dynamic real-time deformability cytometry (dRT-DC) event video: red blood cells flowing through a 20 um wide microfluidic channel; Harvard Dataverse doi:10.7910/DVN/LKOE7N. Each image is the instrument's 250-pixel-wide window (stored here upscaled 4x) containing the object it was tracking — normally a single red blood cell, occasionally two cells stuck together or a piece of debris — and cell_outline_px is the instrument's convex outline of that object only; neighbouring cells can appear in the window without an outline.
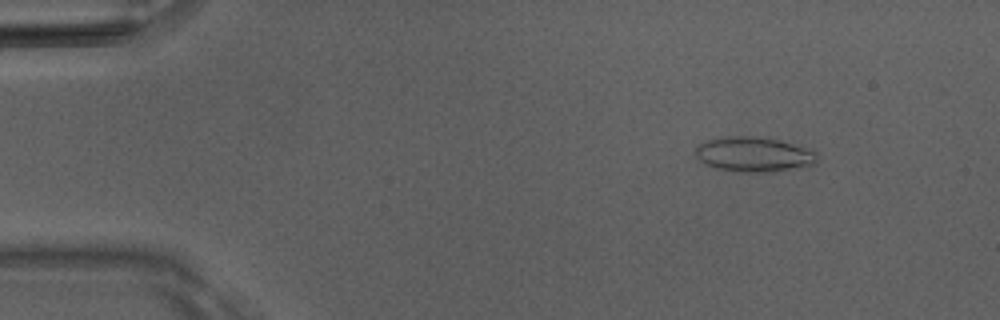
{"species": "Egyptian fruit bat (a non-hibernating species)", "species_latin": "Rousettus aegyptiacus", "temperature_condition": "room temperature", "stored_images_in_passage": 51, "camera_frame_rate_fps": 3000, "um_per_image_px": 0.085, "animal": {"sex": "male"}, "frame": {"image": 1, "passage_image": 7, "time_ms": 2.0, "image_size_px": [1000, 320], "cell_outline_px": [[816, 164], [788, 168], [756, 172], [736, 172], [716, 168], [704, 164], [696, 156], [696, 148], [700, 144], [708, 140], [728, 136], [768, 136], [816, 152]], "centroid_in_image_um": [64.02, 13.1], "position_along_channel_um": 21.0, "area_um2": 24.33}}
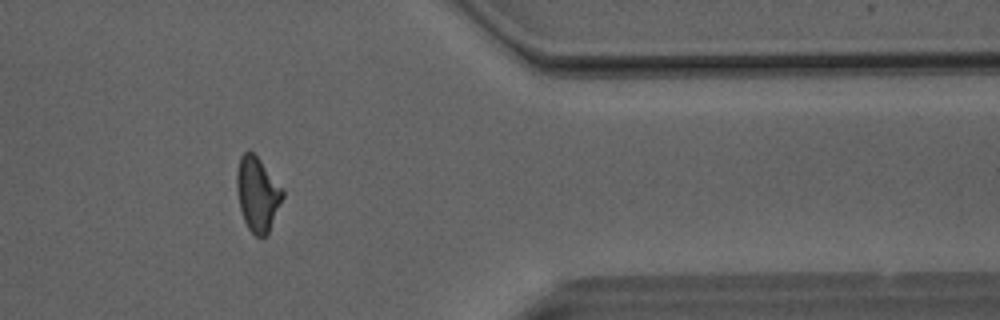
{"frame": {"image": 2, "passage_image": 42, "time_ms": 13.667, "image_size_px": [1000, 320], "cell_outline_px": [[284, 196], [268, 232], [264, 236], [256, 236], [248, 228], [244, 220], [240, 208], [236, 188], [236, 172], [240, 156], [248, 148], [260, 160], [284, 188]], "centroid_in_image_um": [21.88, 16.45], "position_along_channel_um": 389.5, "area_um2": 19.88}}
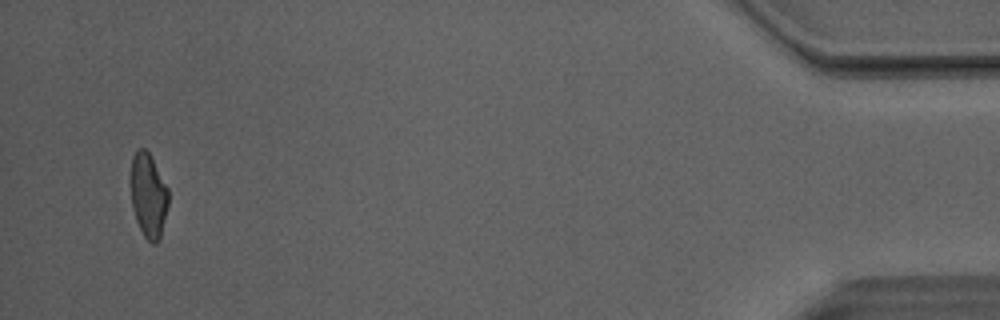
{"frame": {"image": 3, "passage_image": 49, "time_ms": 16.0, "image_size_px": [1000, 320], "cell_outline_px": [[168, 204], [160, 240], [156, 244], [152, 244], [144, 236], [136, 220], [132, 208], [132, 156], [136, 148], [144, 148], [148, 152], [168, 188]], "centroid_in_image_um": [12.62, 16.64], "position_along_channel_um": 422.6, "area_um2": 18.26}, "authors_computed_cell_mechanics": {"area_um2": 20.2878, "velocity_mm_per_s": 4.1042, "shape_relaxation_time_tau1_ms": 5.0901, "shape_relaxation_time_tau2_ms": 1.6095, "deformation_change_tau1": 0.1597, "deformation_change_tau2": 0.1032}}